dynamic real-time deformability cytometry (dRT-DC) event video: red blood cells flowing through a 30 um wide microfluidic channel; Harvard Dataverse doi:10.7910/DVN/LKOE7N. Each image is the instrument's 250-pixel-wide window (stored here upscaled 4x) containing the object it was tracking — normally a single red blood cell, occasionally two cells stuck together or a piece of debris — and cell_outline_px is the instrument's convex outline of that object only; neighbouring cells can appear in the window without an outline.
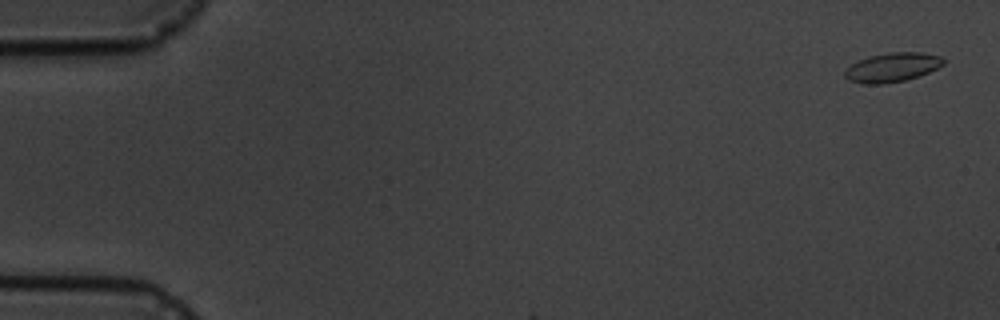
{"species": "common noctule bat (a hibernating species)", "species_latin": "Nyctalus noctula", "temperature_condition": "cold", "stored_images_in_passage": 5, "camera_frame_rate_fps": 3000, "um_per_image_px": 0.085, "animal": {"sex": "male", "body_mass_g": 19.5, "forearm_length_mm": 54.6}, "frame": {"image": 1, "passage_image": 1, "time_ms": 0.0, "image_size_px": [1000, 320], "cell_outline_px": [[944, 64], [928, 72], [904, 80], [880, 84], [864, 84], [848, 80], [844, 76], [844, 72], [852, 64], [868, 56], [888, 52], [920, 52], [940, 56], [944, 60]], "centroid_in_image_um": [75.82, 5.72], "position_along_channel_um": 9.2, "area_um2": 16.53}}
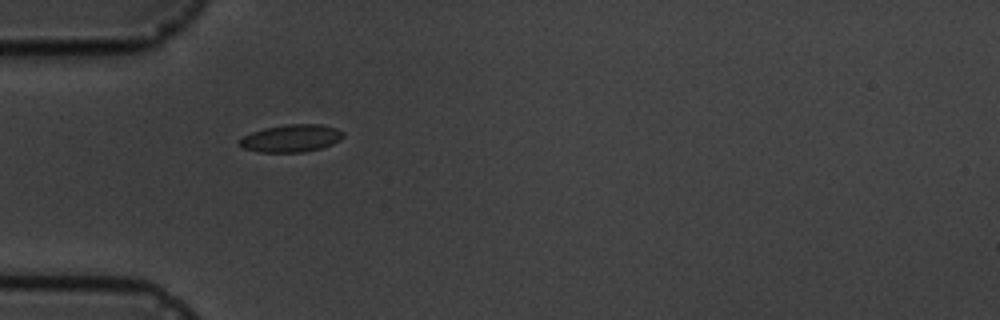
{"frame": {"image": 2, "passage_image": 4, "time_ms": 5.333, "image_size_px": [1000, 320], "cell_outline_px": [[344, 136], [340, 140], [332, 144], [320, 148], [304, 152], [260, 152], [244, 148], [240, 144], [240, 140], [244, 136], [252, 132], [264, 128], [284, 124], [320, 124], [336, 128], [344, 132]], "centroid_in_image_um": [24.79, 11.74], "position_along_channel_um": 60.2, "area_um2": 16.53}}
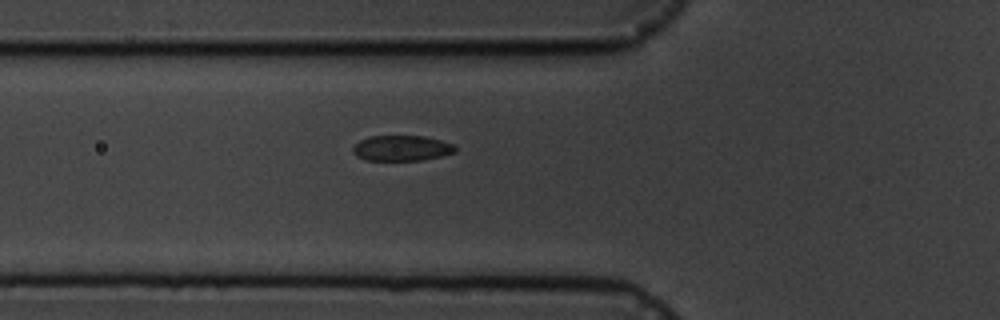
{"frame": {"image": 3, "passage_image": 5, "time_ms": 6.333, "image_size_px": [1000, 320], "cell_outline_px": [[456, 152], [440, 156], [420, 160], [364, 160], [356, 156], [352, 152], [352, 148], [360, 140], [368, 136], [424, 136], [440, 140], [452, 144], [456, 148]], "centroid_in_image_um": [34.1, 12.59], "position_along_channel_um": 91.7, "area_um2": 15.14}}